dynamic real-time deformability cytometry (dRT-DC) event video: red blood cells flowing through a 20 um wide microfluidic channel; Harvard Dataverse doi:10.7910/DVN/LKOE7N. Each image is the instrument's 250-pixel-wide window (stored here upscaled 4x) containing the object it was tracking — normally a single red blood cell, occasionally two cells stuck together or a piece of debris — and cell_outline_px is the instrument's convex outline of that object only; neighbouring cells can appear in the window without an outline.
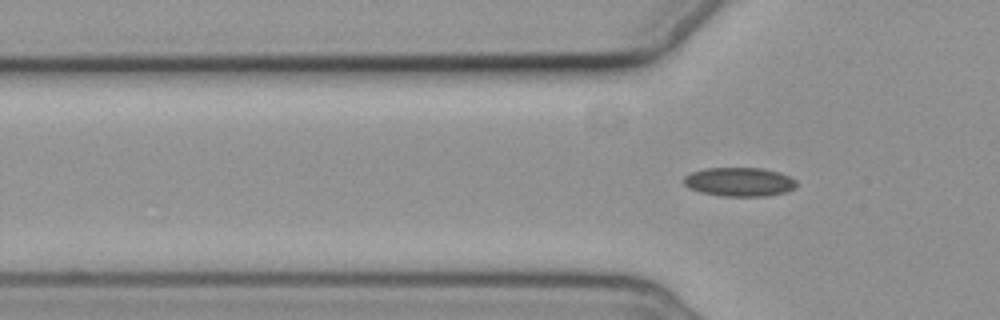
{"species": "common noctule bat (a hibernating species)", "species_latin": "Nyctalus noctula", "temperature_condition": "cold", "stored_images_in_passage": 4, "segment_of_instrument_passage": [2, 2], "camera_frame_rate_fps": 3000, "um_per_image_px": 0.085, "animal": {"sex": "female", "body_mass_g": 19.3, "forearm_length_mm": 54.1}, "frame": {"image": 1, "passage_image": 4, "time_ms": 3.333, "image_size_px": [1000, 320], "cell_outline_px": [[796, 188], [788, 192], [764, 196], [720, 196], [700, 192], [688, 188], [684, 184], [684, 176], [692, 172], [704, 168], [764, 168], [780, 172], [796, 180]], "centroid_in_image_um": [62.85, 15.46], "position_along_channel_um": 62.9, "area_um2": 19.19}}